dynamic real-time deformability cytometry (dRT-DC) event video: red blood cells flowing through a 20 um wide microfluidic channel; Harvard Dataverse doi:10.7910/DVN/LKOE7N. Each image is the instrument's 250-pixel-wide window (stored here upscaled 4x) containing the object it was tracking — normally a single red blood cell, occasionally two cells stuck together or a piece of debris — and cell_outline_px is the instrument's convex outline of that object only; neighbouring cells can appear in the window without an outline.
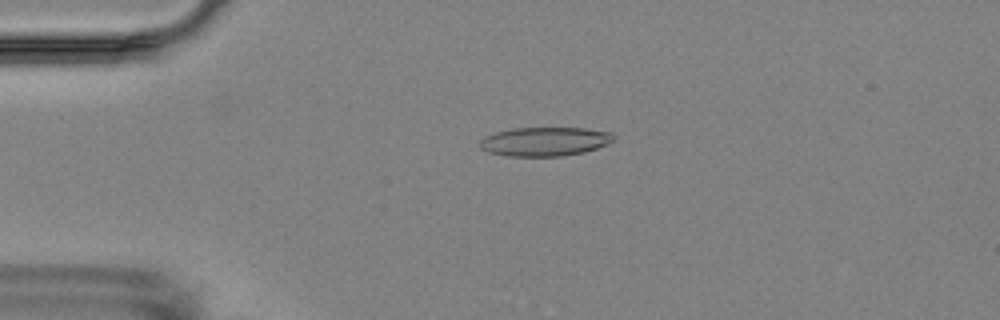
{"species": "Egyptian fruit bat (a non-hibernating species)", "species_latin": "Rousettus aegyptiacus", "temperature_condition": "room temperature", "stored_images_in_passage": 3, "camera_frame_rate_fps": 3000, "um_per_image_px": 0.085, "animal": {"sex": "female"}, "frame": {"image": 1, "passage_image": 2, "time_ms": 1.333, "image_size_px": [1000, 320], "cell_outline_px": [[616, 140], [596, 148], [584, 152], [564, 156], [508, 156], [488, 152], [480, 148], [480, 140], [484, 136], [496, 132], [512, 128], [584, 128], [612, 132], [616, 136]], "centroid_in_image_um": [46.32, 12.02], "position_along_channel_um": 38.7, "area_um2": 22.72}}